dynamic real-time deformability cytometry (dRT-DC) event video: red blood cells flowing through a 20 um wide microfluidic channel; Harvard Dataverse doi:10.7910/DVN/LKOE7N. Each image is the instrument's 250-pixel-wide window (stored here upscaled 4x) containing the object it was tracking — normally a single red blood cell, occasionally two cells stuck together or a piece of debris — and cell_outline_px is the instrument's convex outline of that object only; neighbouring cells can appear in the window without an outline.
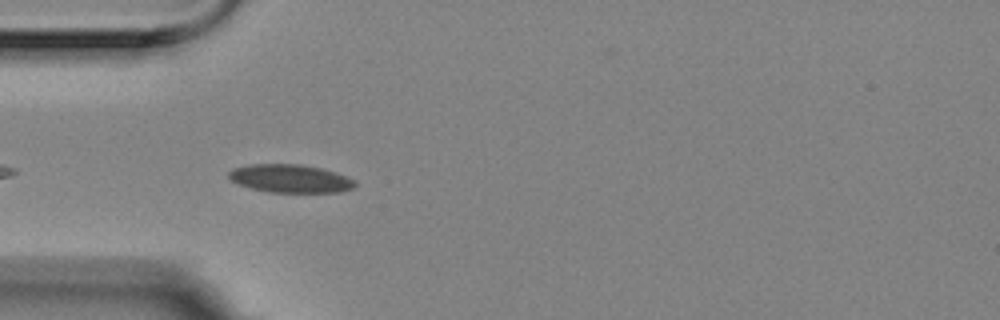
{"species": "Egyptian fruit bat (a non-hibernating species)", "species_latin": "Rousettus aegyptiacus", "temperature_condition": "room temperature", "stored_images_in_passage": 13, "camera_frame_rate_fps": 3000, "um_per_image_px": 0.085, "animal": {"sex": "female"}, "frame": {"image": 1, "passage_image": 3, "time_ms": 0.667, "image_size_px": [1000, 320], "cell_outline_px": [[356, 184], [352, 188], [340, 192], [268, 192], [252, 188], [240, 184], [232, 180], [228, 176], [228, 172], [232, 168], [252, 164], [300, 164], [320, 168], [336, 172], [356, 180]], "centroid_in_image_um": [24.69, 15.17], "position_along_channel_um": 60.3, "area_um2": 20.63}}
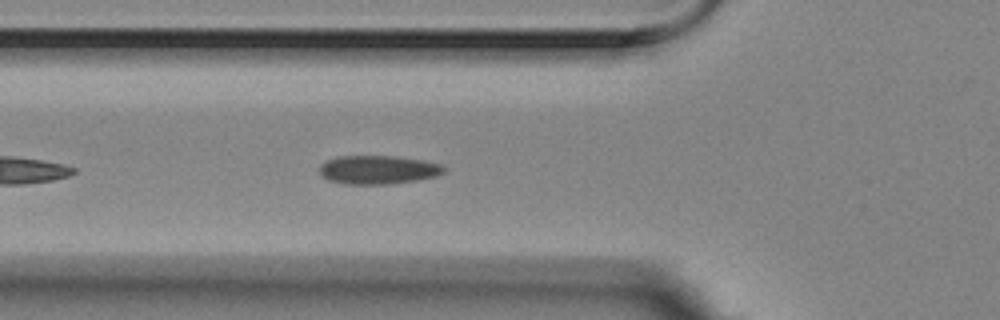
{"frame": {"image": 2, "passage_image": 6, "time_ms": 1.667, "image_size_px": [1000, 320], "cell_outline_px": [[448, 168], [444, 172], [436, 176], [416, 180], [388, 184], [344, 184], [328, 180], [320, 176], [320, 164], [328, 160], [340, 156], [392, 156], [424, 160], [444, 164]], "centroid_in_image_um": [32.16, 14.43], "position_along_channel_um": 93.6, "area_um2": 20.92}}
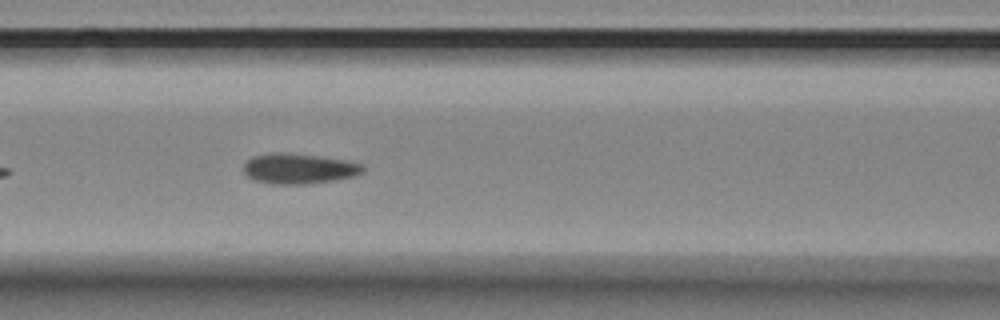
{"frame": {"image": 3, "passage_image": 10, "time_ms": 3.0, "image_size_px": [1000, 320], "cell_outline_px": [[364, 172], [356, 176], [336, 180], [308, 184], [272, 184], [252, 180], [244, 172], [244, 164], [252, 156], [272, 152], [284, 152], [320, 156], [344, 160], [364, 164]], "centroid_in_image_um": [25.42, 14.33], "position_along_channel_um": 141.2, "area_um2": 21.39}}